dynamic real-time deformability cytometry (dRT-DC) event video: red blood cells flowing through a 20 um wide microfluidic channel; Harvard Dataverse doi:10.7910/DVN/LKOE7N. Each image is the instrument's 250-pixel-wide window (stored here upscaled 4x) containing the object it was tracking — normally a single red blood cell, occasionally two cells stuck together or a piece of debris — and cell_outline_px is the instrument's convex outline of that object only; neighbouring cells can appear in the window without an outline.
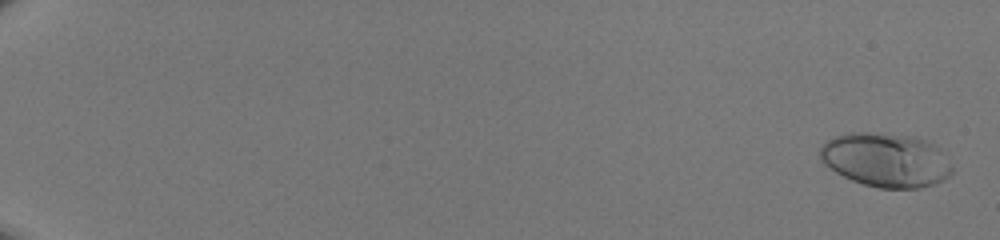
{"species": "human", "species_latin": "Homo sapiens", "temperature_condition": "room temperature", "stored_images_in_passage": 52, "camera_frame_rate_fps": 3000, "um_per_image_px": 0.085, "donor": {"sex": "male"}, "frame": {"image": 1, "passage_image": 2, "time_ms": 0.333, "image_size_px": [1000, 240], "cell_outline_px": [[952, 172], [944, 180], [936, 184], [920, 188], [880, 188], [864, 184], [852, 180], [836, 172], [824, 164], [820, 160], [820, 148], [828, 140], [836, 136], [848, 132], [868, 132], [916, 136], [940, 148], [952, 168]], "centroid_in_image_um": [75.31, 13.59], "position_along_channel_um": 9.7, "area_um2": 41.62}}
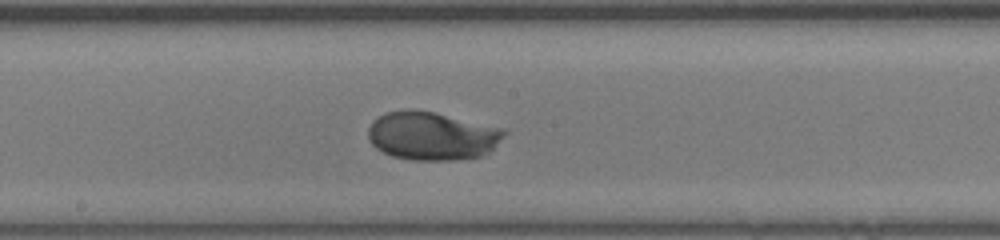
{"frame": {"image": 2, "passage_image": 32, "time_ms": 10.333, "image_size_px": [1000, 240], "cell_outline_px": [[508, 132], [484, 156], [452, 160], [412, 160], [392, 156], [376, 148], [368, 140], [368, 128], [372, 120], [384, 112], [404, 108], [408, 108], [436, 112], [504, 128]], "centroid_in_image_um": [36.69, 11.53], "position_along_channel_um": 211.5, "area_um2": 38.84}}
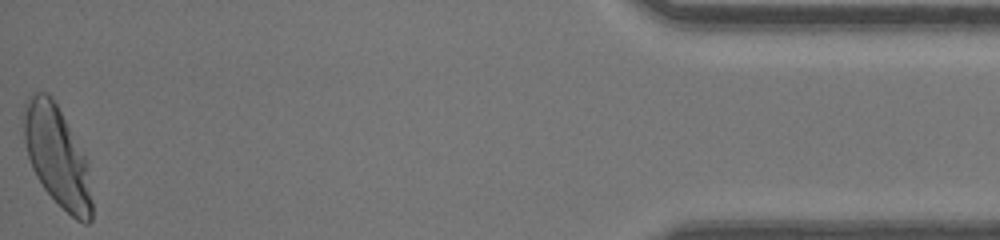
{"frame": {"image": 3, "passage_image": 52, "time_ms": 17.0, "image_size_px": [1000, 240], "cell_outline_px": [[92, 220], [88, 224], [84, 224], [76, 220], [44, 188], [36, 176], [32, 168], [24, 144], [20, 116], [24, 100], [28, 96], [36, 92], [48, 92], [52, 96], [88, 160], [92, 200]], "centroid_in_image_um": [4.82, 13.23], "position_along_channel_um": 430.4, "area_um2": 40.58}}